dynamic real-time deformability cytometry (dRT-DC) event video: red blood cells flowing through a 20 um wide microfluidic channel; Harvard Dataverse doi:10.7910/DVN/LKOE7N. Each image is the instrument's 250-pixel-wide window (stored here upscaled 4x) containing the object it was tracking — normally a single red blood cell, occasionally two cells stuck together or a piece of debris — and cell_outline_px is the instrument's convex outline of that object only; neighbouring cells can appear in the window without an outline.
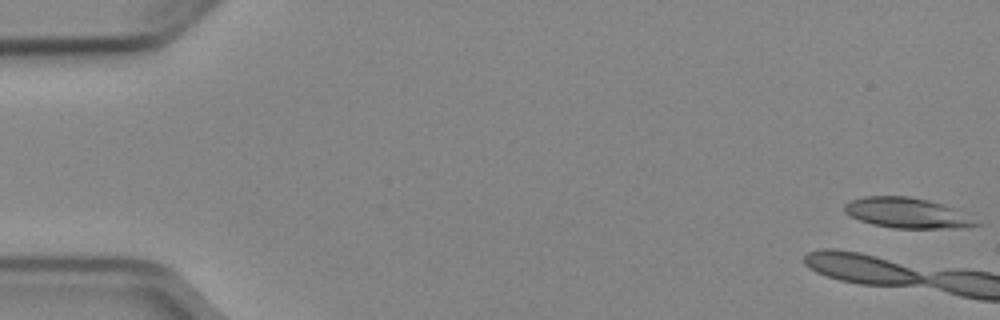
{"species": "Egyptian fruit bat (a non-hibernating species)", "species_latin": "Rousettus aegyptiacus", "temperature_condition": "cold", "stored_images_in_passage": 5, "camera_frame_rate_fps": 3000, "um_per_image_px": 0.085, "animal": {"sex": "female"}, "frame": {"image": 1, "passage_image": 1, "time_ms": 0.0, "image_size_px": [1000, 320], "cell_outline_px": [[984, 224], [964, 228], [892, 228], [872, 224], [860, 220], [844, 212], [844, 204], [852, 200], [864, 196], [908, 196], [928, 200], [944, 204]], "centroid_in_image_um": [77.1, 18.1], "position_along_channel_um": 7.9, "area_um2": 23.18}}